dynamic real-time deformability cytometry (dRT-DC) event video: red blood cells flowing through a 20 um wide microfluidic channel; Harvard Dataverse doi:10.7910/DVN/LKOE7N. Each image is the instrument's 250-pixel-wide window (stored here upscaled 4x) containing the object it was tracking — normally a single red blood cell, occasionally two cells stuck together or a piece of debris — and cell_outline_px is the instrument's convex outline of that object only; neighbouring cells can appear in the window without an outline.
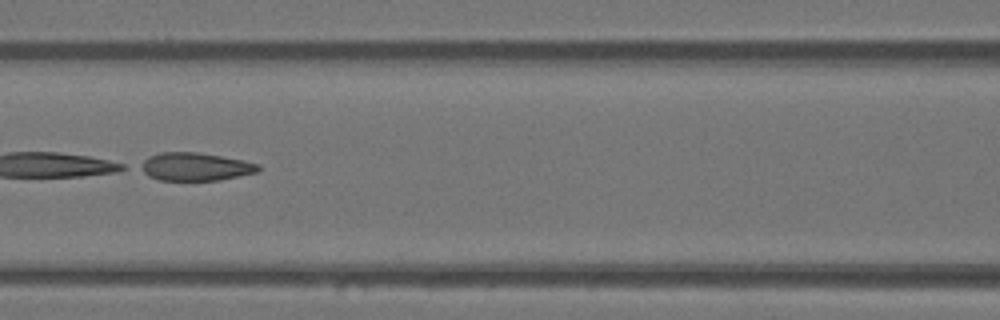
{"species": "Egyptian fruit bat (a non-hibernating species)", "species_latin": "Rousettus aegyptiacus", "temperature_condition": "warm", "stored_images_in_passage": 49, "camera_frame_rate_fps": 3000, "um_per_image_px": 0.085, "animal": {"sex": "female"}, "frame": {"image": 1, "passage_image": 22, "time_ms": 7.0, "image_size_px": [1000, 320], "cell_outline_px": [[260, 168], [256, 172], [220, 180], [160, 180], [148, 176], [136, 168], [136, 164], [148, 156], [160, 152], [196, 152], [244, 160], [260, 164]], "centroid_in_image_um": [16.5, 14.16], "position_along_channel_um": 150.1, "area_um2": 19.48}}